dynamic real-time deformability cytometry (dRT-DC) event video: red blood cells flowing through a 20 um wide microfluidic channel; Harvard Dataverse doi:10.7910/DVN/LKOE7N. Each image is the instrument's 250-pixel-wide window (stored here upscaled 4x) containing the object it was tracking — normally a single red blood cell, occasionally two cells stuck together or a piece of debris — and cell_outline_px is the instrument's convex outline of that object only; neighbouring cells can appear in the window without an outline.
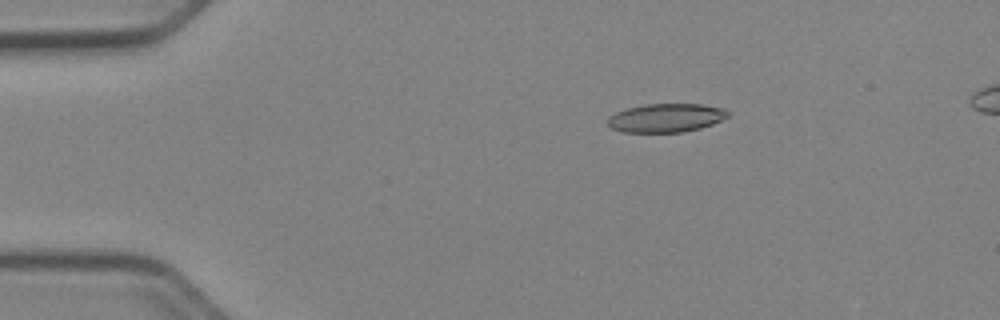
{"species": "Egyptian fruit bat (a non-hibernating species)", "species_latin": "Rousettus aegyptiacus", "temperature_condition": "cold", "stored_images_in_passage": 40, "camera_frame_rate_fps": 3000, "um_per_image_px": 0.085, "animal": {"sex": "female"}, "frame": {"image": 1, "passage_image": 4, "time_ms": 1.0, "image_size_px": [1000, 320], "cell_outline_px": [[728, 116], [712, 124], [700, 128], [680, 132], [624, 132], [612, 128], [608, 124], [608, 116], [616, 112], [628, 108], [644, 104], [700, 104], [724, 108], [728, 112]], "centroid_in_image_um": [56.59, 10.01], "position_along_channel_um": 28.4, "area_um2": 19.88}}
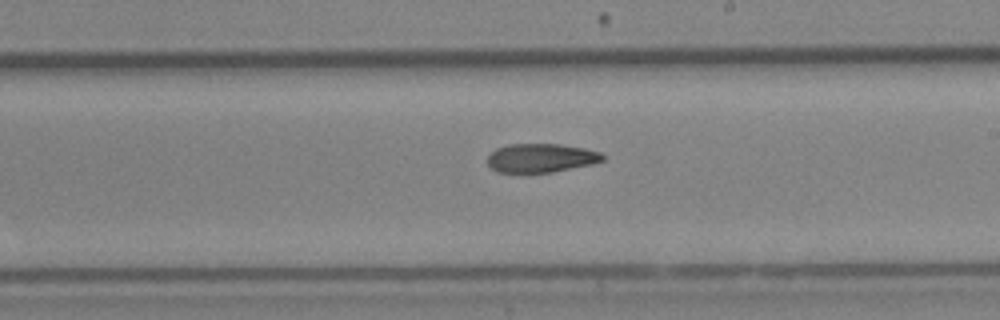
{"frame": {"image": 2, "passage_image": 25, "time_ms": 8.0, "image_size_px": [1000, 320], "cell_outline_px": [[604, 160], [592, 164], [552, 172], [496, 172], [488, 164], [488, 156], [496, 148], [508, 144], [560, 144], [584, 148], [600, 152], [604, 156]], "centroid_in_image_um": [45.98, 13.42], "position_along_channel_um": 243.0, "area_um2": 19.25}}
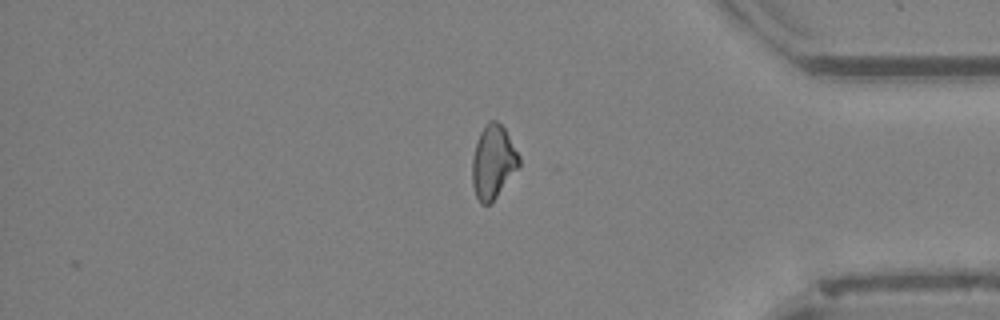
{"frame": {"image": 3, "passage_image": 38, "time_ms": 12.333, "image_size_px": [1000, 320], "cell_outline_px": [[520, 164], [496, 196], [488, 204], [480, 204], [476, 196], [472, 184], [472, 156], [480, 132], [488, 120], [496, 120], [504, 128], [520, 156]], "centroid_in_image_um": [41.89, 13.74], "position_along_channel_um": 393.3, "area_um2": 19.71}, "authors_computed_cell_mechanics": {"area_um2": 20.4323, "velocity_mm_per_s": 3.9847, "shape_relaxation_time_tau1_ms": 9.8663, "shape_relaxation_time_tau2_ms": null, "deformation_change_tau1": 0.2279, "deformation_change_tau2": null}}